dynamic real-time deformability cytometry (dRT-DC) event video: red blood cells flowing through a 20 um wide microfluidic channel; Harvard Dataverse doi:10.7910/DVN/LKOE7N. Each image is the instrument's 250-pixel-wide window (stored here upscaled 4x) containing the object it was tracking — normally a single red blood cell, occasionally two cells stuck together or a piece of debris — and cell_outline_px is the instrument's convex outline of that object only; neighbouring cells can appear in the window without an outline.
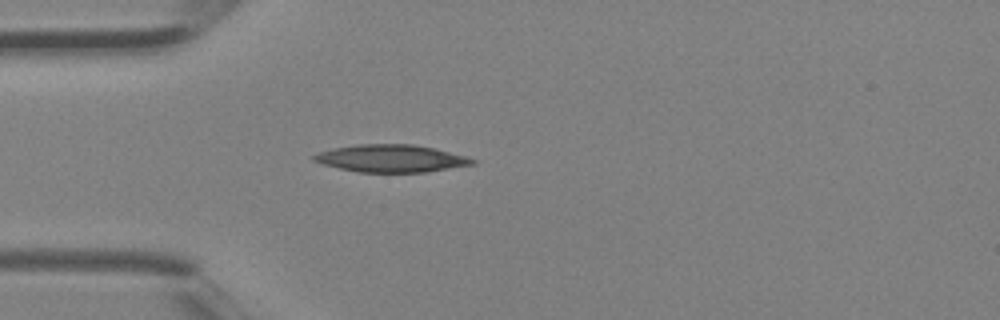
{"species": "Egyptian fruit bat (a non-hibernating species)", "species_latin": "Rousettus aegyptiacus", "temperature_condition": "room temperature", "stored_images_in_passage": 2, "camera_frame_rate_fps": 3000, "um_per_image_px": 0.085, "animal": {"sex": "female"}, "frame": {"image": 1, "passage_image": 2, "time_ms": 0.333, "image_size_px": [1000, 320], "cell_outline_px": [[476, 164], [424, 172], [360, 172], [340, 168], [324, 164], [312, 160], [312, 156], [320, 152], [332, 148], [360, 144], [412, 144], [432, 148], [464, 156], [476, 160]], "centroid_in_image_um": [33.23, 13.46], "position_along_channel_um": 51.8, "area_um2": 24.97}}